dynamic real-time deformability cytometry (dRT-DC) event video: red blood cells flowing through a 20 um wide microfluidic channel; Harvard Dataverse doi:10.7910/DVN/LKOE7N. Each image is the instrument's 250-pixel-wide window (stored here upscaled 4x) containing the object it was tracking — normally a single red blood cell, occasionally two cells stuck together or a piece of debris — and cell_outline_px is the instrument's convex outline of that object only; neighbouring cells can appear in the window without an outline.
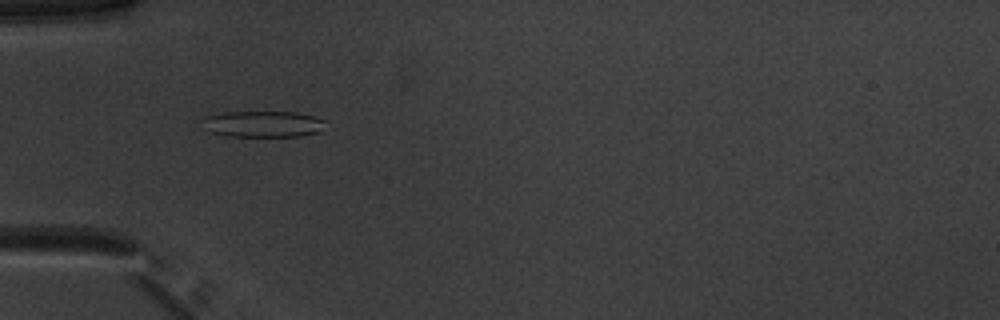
{"species": "common noctule bat (a hibernating species)", "species_latin": "Nyctalus noctula", "temperature_condition": "warm", "stored_images_in_passage": 36, "camera_frame_rate_fps": 3000, "um_per_image_px": 0.085, "animal": {"sex": "male", "body_mass_g": 20.1, "forearm_length_mm": 53.5}, "frame": {"image": 1, "passage_image": 1, "time_ms": 0.0, "image_size_px": [1000, 320], "cell_outline_px": [[324, 120], [320, 132], [300, 136], [224, 136], [212, 132], [200, 120], [204, 116], [224, 112], [296, 112], [312, 116]], "centroid_in_image_um": [22.32, 10.54], "position_along_channel_um": 62.7, "area_um2": 18.67}}
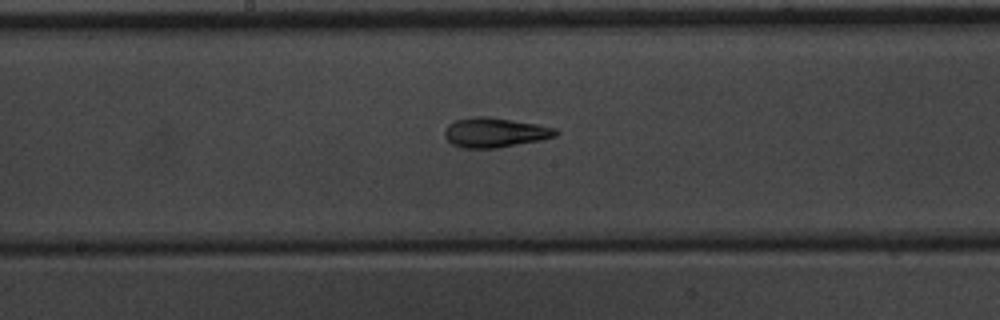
{"frame": {"image": 2, "passage_image": 12, "time_ms": 3.667, "image_size_px": [1000, 320], "cell_outline_px": [[560, 132], [556, 136], [540, 140], [496, 148], [460, 148], [452, 144], [444, 136], [444, 128], [448, 124], [456, 120], [472, 116], [488, 116], [536, 124], [556, 128]], "centroid_in_image_um": [42.03, 11.26], "position_along_channel_um": 206.2, "area_um2": 19.31}}
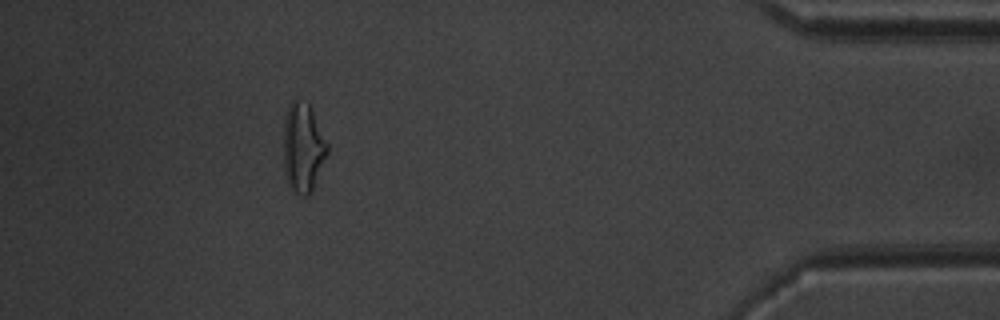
{"frame": {"image": 3, "passage_image": 31, "time_ms": 10.0, "image_size_px": [1000, 320], "cell_outline_px": [[328, 152], [312, 192], [308, 196], [304, 196], [292, 192], [288, 184], [284, 168], [284, 116], [288, 104], [292, 100], [296, 100], [308, 104], [312, 108], [328, 144]], "centroid_in_image_um": [25.75, 12.56], "position_along_channel_um": 409.4, "area_um2": 23.0}, "authors_computed_cell_mechanics": {"area_um2": 18.7272, "velocity_mm_per_s": 3.9876, "shape_relaxation_time_tau1_ms": null, "shape_relaxation_time_tau2_ms": 2.2843, "deformation_change_tau1": null, "deformation_change_tau2": 0.1143}}